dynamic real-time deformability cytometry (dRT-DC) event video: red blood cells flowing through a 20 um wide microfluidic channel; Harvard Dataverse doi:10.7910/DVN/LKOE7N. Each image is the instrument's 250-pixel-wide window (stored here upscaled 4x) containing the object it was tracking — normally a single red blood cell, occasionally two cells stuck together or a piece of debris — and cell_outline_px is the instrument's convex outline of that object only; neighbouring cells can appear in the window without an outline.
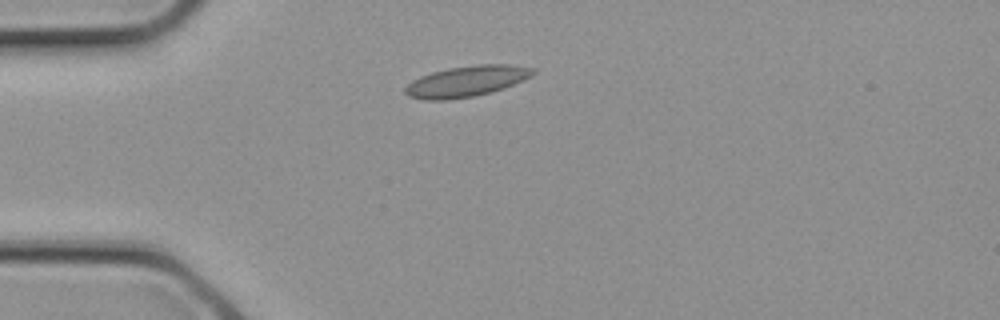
{"species": "common noctule bat (a hibernating species)", "species_latin": "Nyctalus noctula", "temperature_condition": "cold", "stored_images_in_passage": 2, "camera_frame_rate_fps": 3000, "um_per_image_px": 0.085, "animal": {"sex": "female", "body_mass_g": 21.9}, "frame": {"image": 1, "passage_image": 2, "time_ms": 0.333, "image_size_px": [1000, 320], "cell_outline_px": [[536, 72], [532, 76], [524, 80], [504, 88], [492, 92], [472, 96], [448, 100], [424, 100], [408, 96], [404, 92], [404, 88], [412, 80], [420, 76], [432, 72], [448, 68], [476, 64], [508, 64], [536, 68]], "centroid_in_image_um": [39.67, 6.9], "position_along_channel_um": 45.3, "area_um2": 23.18}}